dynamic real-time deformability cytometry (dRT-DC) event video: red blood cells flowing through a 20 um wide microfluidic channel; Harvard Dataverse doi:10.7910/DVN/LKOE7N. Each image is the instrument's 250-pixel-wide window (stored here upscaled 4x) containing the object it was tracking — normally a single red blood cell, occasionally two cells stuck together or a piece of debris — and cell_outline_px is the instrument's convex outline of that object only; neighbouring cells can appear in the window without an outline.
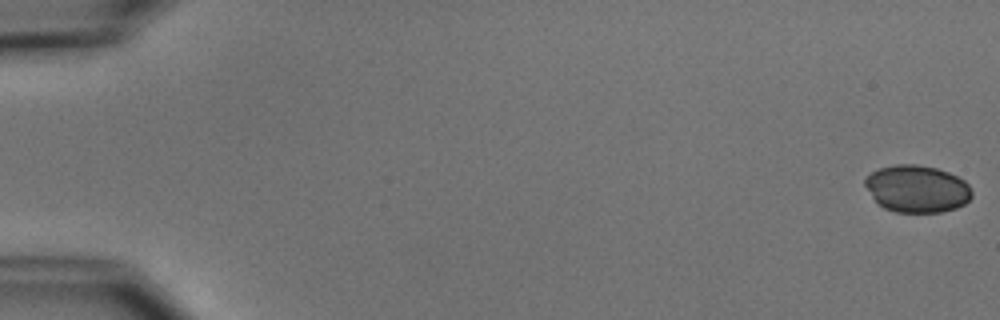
{"species": "common noctule bat (a hibernating species)", "species_latin": "Nyctalus noctula", "temperature_condition": "cold", "stored_images_in_passage": 54, "camera_frame_rate_fps": 3000, "um_per_image_px": 0.085, "animal": {"sex": "male", "body_mass_g": 15.6}, "frame": {"image": 1, "passage_image": 1, "time_ms": 0.0, "image_size_px": [1000, 320], "cell_outline_px": [[972, 196], [964, 204], [956, 208], [940, 212], [896, 212], [884, 208], [872, 196], [864, 184], [864, 180], [872, 172], [880, 168], [896, 164], [916, 164], [936, 168], [948, 172], [964, 180], [968, 184], [972, 192]], "centroid_in_image_um": [77.95, 16.04], "position_along_channel_um": 7.0, "area_um2": 29.19}}
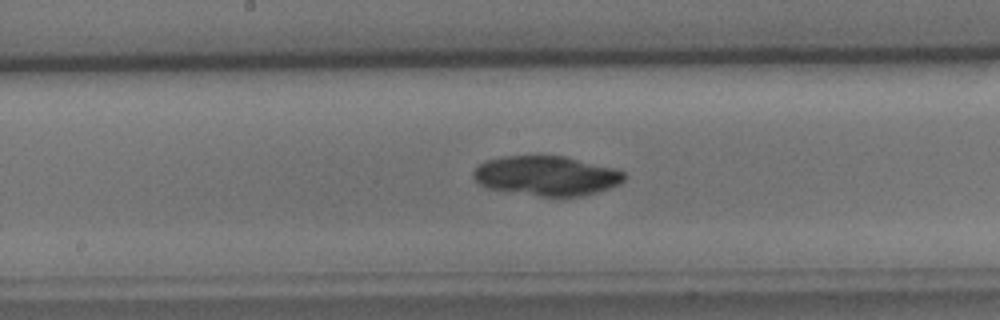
{"frame": {"image": 2, "passage_image": 29, "time_ms": 9.333, "image_size_px": [1000, 320], "cell_outline_px": [[628, 176], [620, 184], [596, 192], [580, 196], [540, 196], [488, 188], [480, 184], [472, 176], [472, 172], [480, 164], [488, 160], [500, 156], [564, 156], [616, 168], [624, 172]], "centroid_in_image_um": [46.48, 14.93], "position_along_channel_um": 201.7, "area_um2": 34.74}}
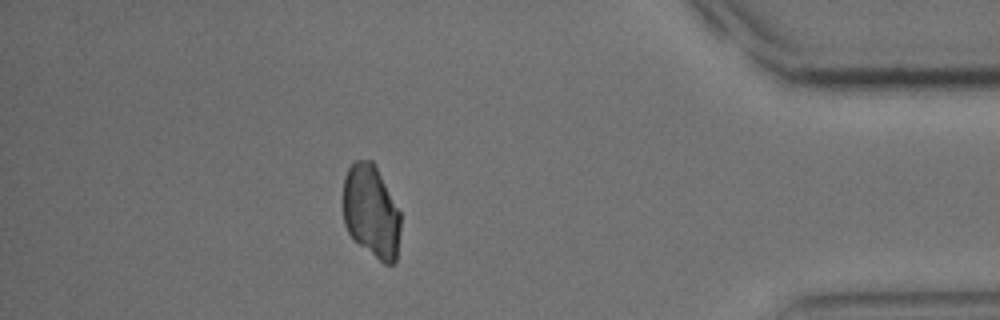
{"frame": {"image": 3, "passage_image": 48, "time_ms": 15.667, "image_size_px": [1000, 320], "cell_outline_px": [[400, 232], [396, 260], [392, 264], [384, 264], [352, 240], [344, 224], [344, 176], [348, 168], [356, 160], [372, 160], [400, 212]], "centroid_in_image_um": [31.54, 18.01], "position_along_channel_um": 403.7, "area_um2": 31.04}}